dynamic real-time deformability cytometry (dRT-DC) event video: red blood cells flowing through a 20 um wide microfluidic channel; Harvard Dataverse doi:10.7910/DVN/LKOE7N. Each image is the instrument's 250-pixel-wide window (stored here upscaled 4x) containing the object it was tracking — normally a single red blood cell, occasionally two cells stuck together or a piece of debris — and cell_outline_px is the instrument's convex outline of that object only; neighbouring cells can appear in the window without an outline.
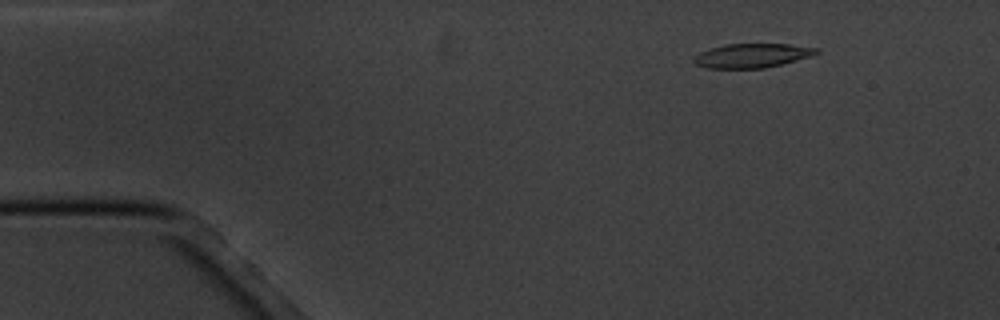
{"species": "common noctule bat (a hibernating species)", "species_latin": "Nyctalus noctula", "temperature_condition": "cold", "stored_images_in_passage": 6, "camera_frame_rate_fps": 3000, "um_per_image_px": 0.085, "animal": {"sex": "male", "body_mass_g": 20.1, "forearm_length_mm": 53.5}, "frame": {"image": 1, "passage_image": 2, "time_ms": 2.0, "image_size_px": [1000, 320], "cell_outline_px": [[820, 52], [812, 56], [764, 68], [708, 68], [696, 64], [692, 60], [692, 56], [708, 48], [724, 44], [788, 44], [820, 48]], "centroid_in_image_um": [63.9, 4.71], "position_along_channel_um": 21.1, "area_um2": 17.34}}
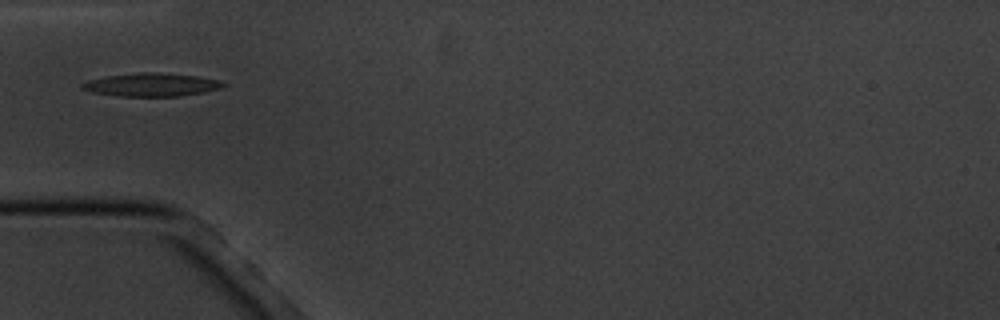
{"frame": {"image": 2, "passage_image": 5, "time_ms": 5.667, "image_size_px": [1000, 320], "cell_outline_px": [[224, 84], [220, 88], [204, 92], [180, 96], [116, 96], [92, 92], [80, 88], [80, 84], [88, 80], [108, 76], [140, 72], [160, 72], [196, 76], [220, 80]], "centroid_in_image_um": [12.84, 7.2], "position_along_channel_um": 72.2, "area_um2": 19.02}}
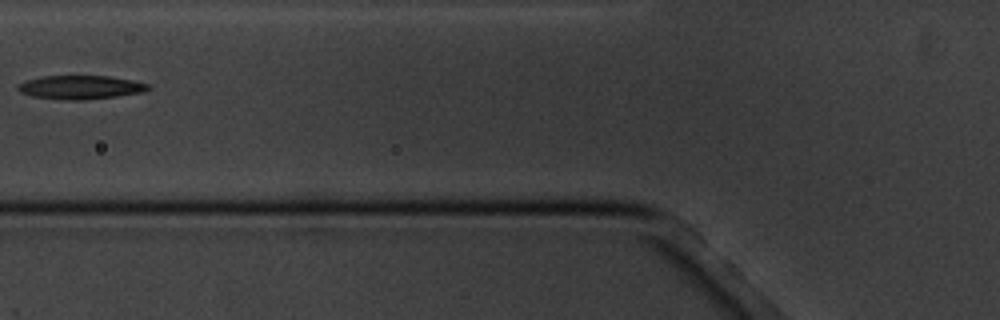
{"frame": {"image": 3, "passage_image": 6, "time_ms": 7.0, "image_size_px": [1000, 320], "cell_outline_px": [[152, 88], [144, 92], [116, 96], [80, 100], [68, 100], [32, 96], [20, 92], [16, 88], [16, 84], [24, 80], [40, 76], [108, 76], [132, 80], [152, 84]], "centroid_in_image_um": [6.84, 7.41], "position_along_channel_um": 119.0, "area_um2": 18.15}}